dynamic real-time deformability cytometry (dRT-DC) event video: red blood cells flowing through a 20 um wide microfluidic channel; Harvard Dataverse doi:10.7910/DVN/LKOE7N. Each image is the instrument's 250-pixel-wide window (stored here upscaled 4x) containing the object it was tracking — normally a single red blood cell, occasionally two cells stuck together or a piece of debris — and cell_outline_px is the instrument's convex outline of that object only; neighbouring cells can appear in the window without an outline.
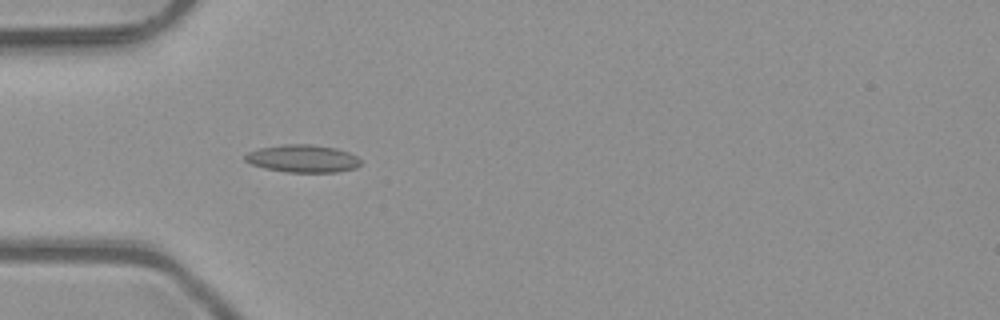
{"species": "common noctule bat (a hibernating species)", "species_latin": "Nyctalus noctula", "temperature_condition": "room temperature", "stored_images_in_passage": 1, "camera_frame_rate_fps": 3000, "um_per_image_px": 0.085, "animal": {"sex": "male", "body_mass_g": 23.1, "forearm_length_mm": 52.7}, "frame": {"image": 1, "passage_image": 1, "time_ms": 0.0, "image_size_px": [1000, 320], "cell_outline_px": [[360, 164], [356, 168], [336, 172], [284, 172], [264, 168], [252, 164], [244, 160], [244, 156], [248, 152], [260, 148], [284, 144], [312, 144], [336, 148], [348, 152], [356, 156], [360, 160]], "centroid_in_image_um": [25.72, 13.48], "position_along_channel_um": 59.3, "area_um2": 18.61}}